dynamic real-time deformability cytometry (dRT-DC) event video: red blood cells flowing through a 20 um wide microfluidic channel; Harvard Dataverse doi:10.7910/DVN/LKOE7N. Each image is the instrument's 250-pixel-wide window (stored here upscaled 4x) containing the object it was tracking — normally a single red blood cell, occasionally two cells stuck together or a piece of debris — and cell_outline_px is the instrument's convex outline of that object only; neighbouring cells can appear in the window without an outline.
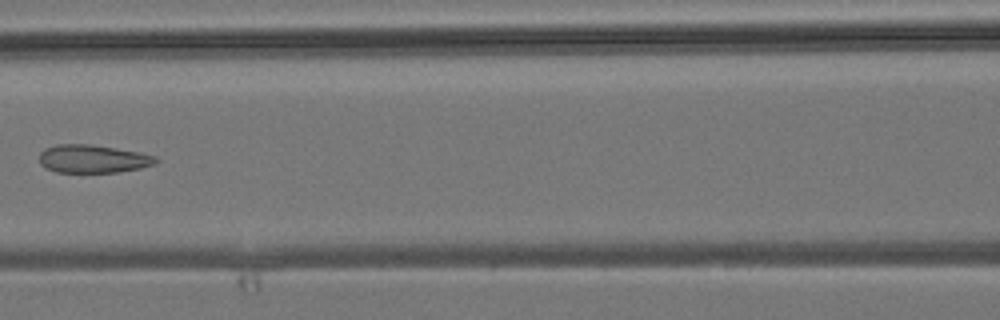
{"species": "common noctule bat (a hibernating species)", "species_latin": "Nyctalus noctula", "temperature_condition": "room temperature", "stored_images_in_passage": 7, "camera_frame_rate_fps": 3000, "um_per_image_px": 0.085, "animal": {"sex": "male", "body_mass_g": 19.2, "forearm_length_mm": 51.8}, "frame": {"image": 1, "passage_image": 6, "time_ms": 6.667, "image_size_px": [1000, 320], "cell_outline_px": [[160, 160], [156, 164], [140, 168], [120, 172], [56, 172], [44, 168], [40, 164], [40, 152], [44, 148], [56, 144], [88, 144], [116, 148], [156, 156]], "centroid_in_image_um": [7.88, 13.5], "position_along_channel_um": 158.7, "area_um2": 19.19}}
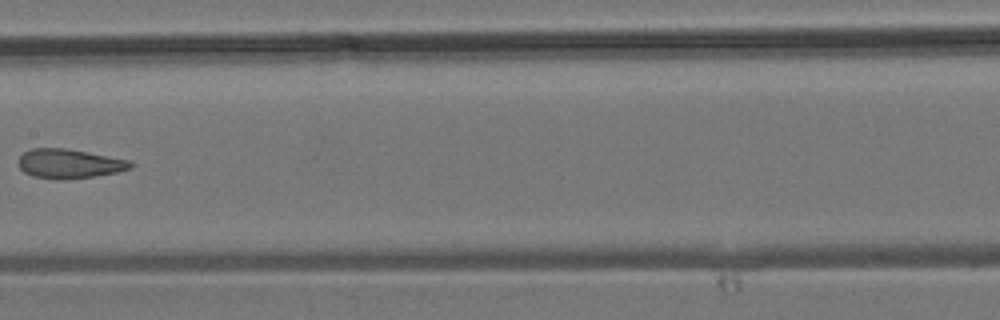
{"frame": {"image": 2, "passage_image": 7, "time_ms": 7.667, "image_size_px": [1000, 320], "cell_outline_px": [[136, 164], [132, 168], [116, 172], [96, 176], [64, 180], [32, 176], [24, 172], [20, 168], [20, 156], [24, 152], [32, 148], [64, 148], [88, 152], [132, 160]], "centroid_in_image_um": [5.95, 13.91], "position_along_channel_um": 201.4, "area_um2": 19.25}}